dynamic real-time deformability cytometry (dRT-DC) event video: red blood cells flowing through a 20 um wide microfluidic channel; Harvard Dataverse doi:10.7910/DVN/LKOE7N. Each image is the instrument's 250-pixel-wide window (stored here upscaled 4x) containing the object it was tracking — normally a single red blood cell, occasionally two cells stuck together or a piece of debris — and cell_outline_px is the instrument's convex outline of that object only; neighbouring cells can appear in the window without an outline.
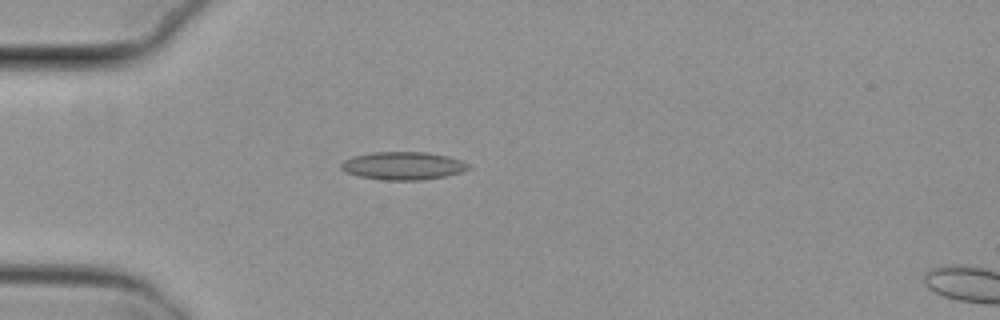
{"species": "common noctule bat (a hibernating species)", "species_latin": "Nyctalus noctula", "temperature_condition": "cold", "stored_images_in_passage": 6, "camera_frame_rate_fps": 3000, "um_per_image_px": 0.085, "animal": {"sex": "female", "body_mass_g": 29.2, "forearm_length_mm": 56.3}, "frame": {"image": 1, "passage_image": 2, "time_ms": 0.333, "image_size_px": [1000, 320], "cell_outline_px": [[472, 168], [448, 176], [420, 180], [384, 180], [360, 176], [344, 172], [340, 168], [340, 164], [344, 160], [352, 156], [372, 152], [428, 152], [448, 156], [472, 164]], "centroid_in_image_um": [34.28, 14.09], "position_along_channel_um": 50.7, "area_um2": 20.98}}